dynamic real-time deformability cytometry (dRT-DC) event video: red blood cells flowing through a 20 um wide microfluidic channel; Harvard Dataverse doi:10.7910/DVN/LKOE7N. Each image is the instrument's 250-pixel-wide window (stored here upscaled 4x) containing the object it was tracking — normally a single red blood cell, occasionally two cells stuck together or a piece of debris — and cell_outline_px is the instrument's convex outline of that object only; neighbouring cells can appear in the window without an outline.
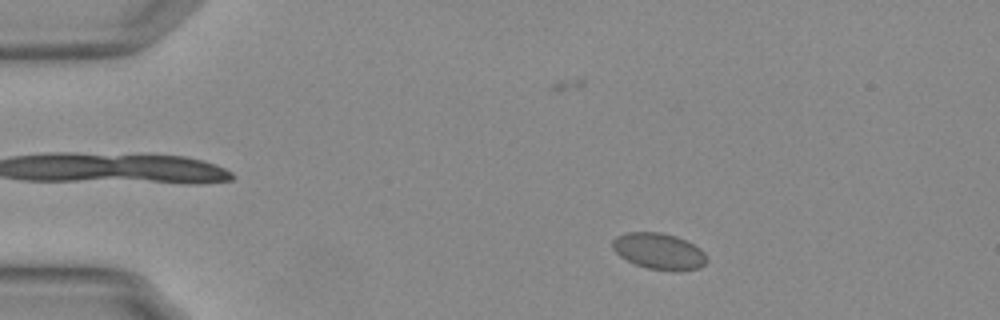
{"species": "Egyptian fruit bat (a non-hibernating species)", "species_latin": "Rousettus aegyptiacus", "temperature_condition": "warm", "stored_images_in_passage": 53, "camera_frame_rate_fps": 3000, "um_per_image_px": 0.085, "animal": {"sex": "female"}, "frame": {"image": 1, "passage_image": 7, "time_ms": 2.0, "image_size_px": [1000, 320], "cell_outline_px": [[708, 260], [700, 268], [680, 272], [672, 272], [648, 268], [636, 264], [620, 256], [612, 248], [612, 240], [616, 236], [628, 232], [660, 232], [676, 236], [700, 248], [704, 252]], "centroid_in_image_um": [56.03, 21.37], "position_along_channel_um": 29.0, "area_um2": 20.06}}
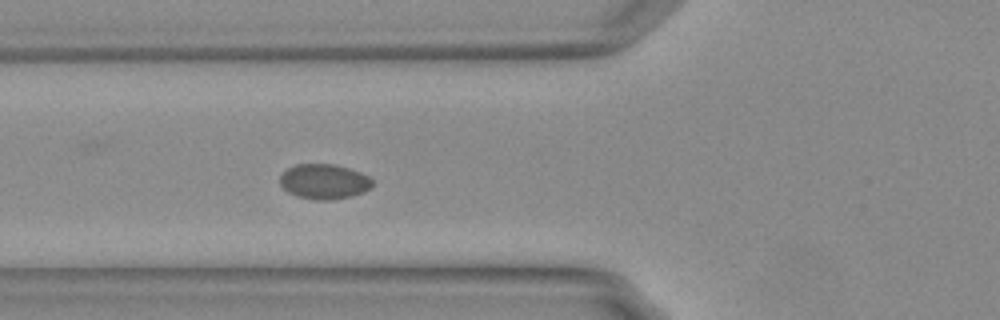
{"frame": {"image": 2, "passage_image": 18, "time_ms": 5.667, "image_size_px": [1000, 320], "cell_outline_px": [[372, 188], [364, 192], [352, 196], [332, 200], [316, 200], [296, 196], [288, 192], [280, 184], [280, 176], [288, 168], [296, 164], [332, 164], [348, 168], [360, 172], [368, 176], [372, 180]], "centroid_in_image_um": [27.56, 15.44], "position_along_channel_um": 98.2, "area_um2": 18.9}}
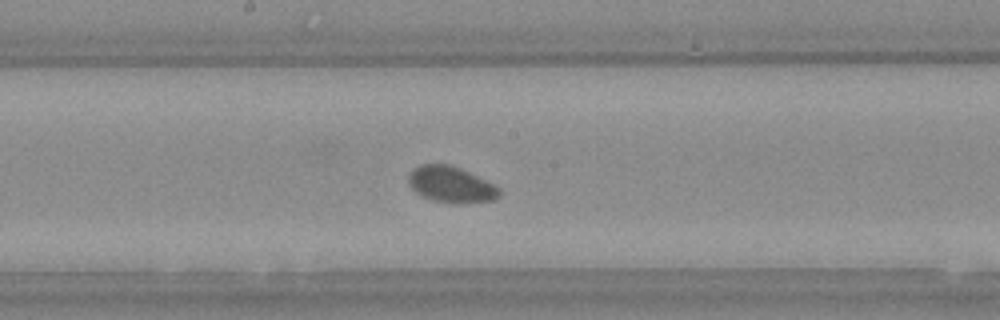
{"frame": {"image": 3, "passage_image": 27, "time_ms": 8.667, "image_size_px": [1000, 320], "cell_outline_px": [[500, 196], [496, 200], [464, 204], [452, 204], [432, 200], [420, 196], [408, 184], [408, 176], [412, 168], [420, 164], [448, 164], [460, 168], [500, 188]], "centroid_in_image_um": [38.31, 15.71], "position_along_channel_um": 209.9, "area_um2": 19.36}, "authors_computed_cell_mechanics": {"area_um2": 19.1896, "velocity_mm_per_s": 3.7299, "shape_relaxation_time_tau1_ms": null, "shape_relaxation_time_tau2_ms": 8.6188, "deformation_change_tau1": null, "deformation_change_tau2": 0.0897}}